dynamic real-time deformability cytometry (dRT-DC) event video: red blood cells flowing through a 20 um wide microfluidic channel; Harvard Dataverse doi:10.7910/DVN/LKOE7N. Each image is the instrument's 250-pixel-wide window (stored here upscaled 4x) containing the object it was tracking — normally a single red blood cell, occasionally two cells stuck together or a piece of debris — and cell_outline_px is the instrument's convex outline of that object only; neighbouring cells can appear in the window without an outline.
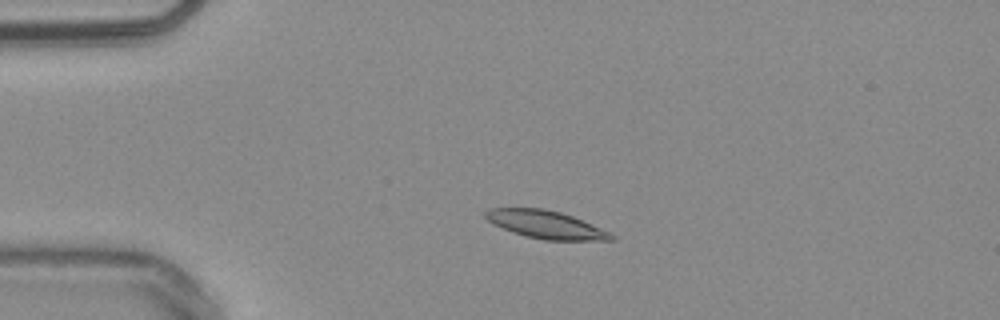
{"species": "common noctule bat (a hibernating species)", "species_latin": "Nyctalus noctula", "temperature_condition": "warm", "stored_images_in_passage": 52, "camera_frame_rate_fps": 3000, "um_per_image_px": 0.085, "animal": {"sex": "male", "body_mass_g": 20.4}, "frame": {"image": 1, "passage_image": 11, "time_ms": 3.333, "image_size_px": [1000, 320], "cell_outline_px": [[616, 240], [544, 240], [524, 236], [512, 232], [492, 224], [484, 216], [484, 212], [488, 208], [544, 208], [560, 212], [572, 216], [600, 228], [616, 236]], "centroid_in_image_um": [46.35, 19.09], "position_along_channel_um": 38.7, "area_um2": 20.4}}
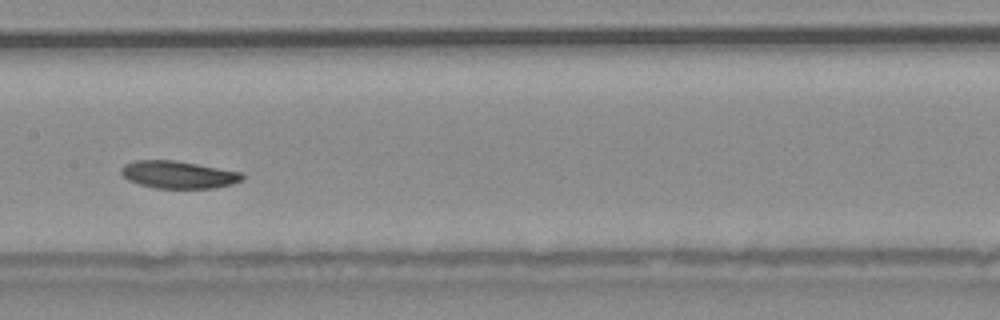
{"frame": {"image": 2, "passage_image": 26, "time_ms": 8.333, "image_size_px": [1000, 320], "cell_outline_px": [[244, 180], [232, 184], [212, 188], [156, 188], [140, 184], [128, 180], [120, 172], [120, 168], [124, 164], [136, 160], [172, 160], [196, 164], [240, 172], [244, 176]], "centroid_in_image_um": [15.14, 14.85], "position_along_channel_um": 192.3, "area_um2": 19.19}}
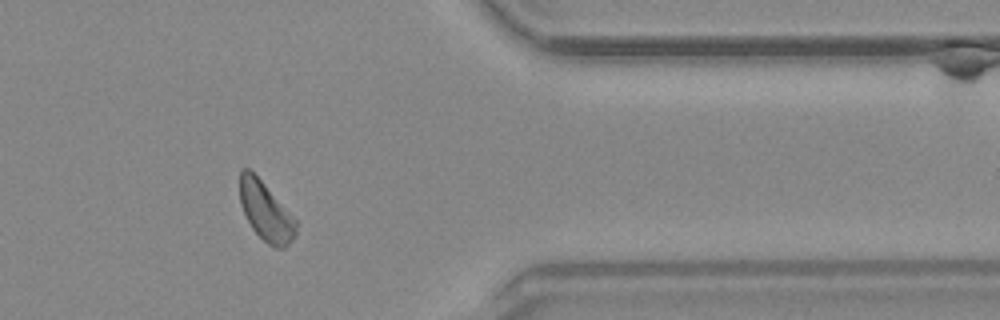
{"frame": {"image": 3, "passage_image": 43, "time_ms": 14.0, "image_size_px": [1000, 320], "cell_outline_px": [[296, 236], [284, 248], [272, 248], [252, 228], [240, 204], [240, 172], [244, 168], [248, 168], [264, 184], [296, 220]], "centroid_in_image_um": [22.59, 18.0], "position_along_channel_um": 388.8, "area_um2": 18.79}, "authors_computed_cell_mechanics": {"area_um2": 19.8832, "velocity_mm_per_s": 3.7567, "shape_relaxation_time_tau1_ms": 3.5203, "shape_relaxation_time_tau2_ms": null, "deformation_change_tau1": 0.1026, "deformation_change_tau2": null}}